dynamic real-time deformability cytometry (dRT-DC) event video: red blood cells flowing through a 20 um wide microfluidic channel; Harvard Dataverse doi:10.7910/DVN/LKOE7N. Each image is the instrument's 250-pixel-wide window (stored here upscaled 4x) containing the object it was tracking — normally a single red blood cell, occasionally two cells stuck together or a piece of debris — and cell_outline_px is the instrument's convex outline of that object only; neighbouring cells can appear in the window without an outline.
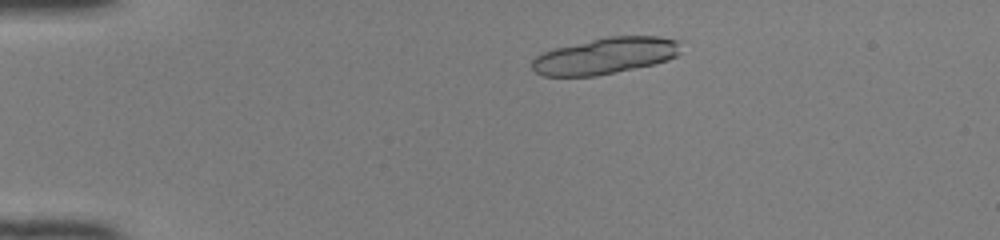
{"species": "common noctule bat (a hibernating species)", "species_latin": "Nyctalus noctula", "temperature_condition": "room temperature", "stored_images_in_passage": 15, "camera_frame_rate_fps": 3000, "um_per_image_px": 0.085, "animal": {"sex": "female", "body_mass_g": 22.0, "forearm_length_mm": 56.7}, "frame": {"image": 1, "passage_image": 7, "time_ms": 2.0, "image_size_px": [1000, 240], "cell_outline_px": [[680, 52], [676, 56], [668, 60], [652, 64], [616, 72], [596, 76], [544, 76], [536, 72], [532, 68], [532, 60], [536, 56], [552, 48], [608, 36], [660, 36], [680, 40]], "centroid_in_image_um": [51.46, 4.73], "position_along_channel_um": 33.5, "area_um2": 31.62}}